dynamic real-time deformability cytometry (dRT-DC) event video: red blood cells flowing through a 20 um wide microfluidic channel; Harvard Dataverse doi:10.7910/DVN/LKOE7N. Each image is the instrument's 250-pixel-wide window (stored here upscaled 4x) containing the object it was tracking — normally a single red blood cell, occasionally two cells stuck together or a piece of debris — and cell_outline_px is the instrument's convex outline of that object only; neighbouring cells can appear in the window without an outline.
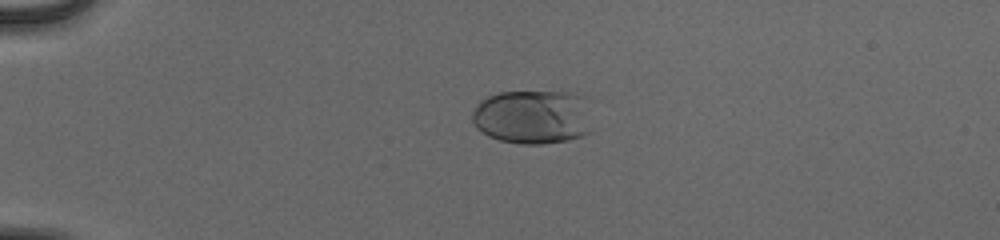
{"species": "human", "species_latin": "Homo sapiens", "temperature_condition": "cold", "stored_images_in_passage": 41, "camera_frame_rate_fps": 3000, "um_per_image_px": 0.085, "donor": {"sex": "male"}, "frame": {"image": 1, "passage_image": 1, "time_ms": 0.0, "image_size_px": [1000, 240], "cell_outline_px": [[588, 132], [580, 136], [568, 140], [544, 144], [520, 144], [500, 140], [488, 136], [476, 128], [472, 120], [472, 112], [476, 104], [480, 100], [488, 96], [500, 92], [564, 92], [580, 96]], "centroid_in_image_um": [45.11, 9.95], "position_along_channel_um": 39.9, "area_um2": 36.93}}
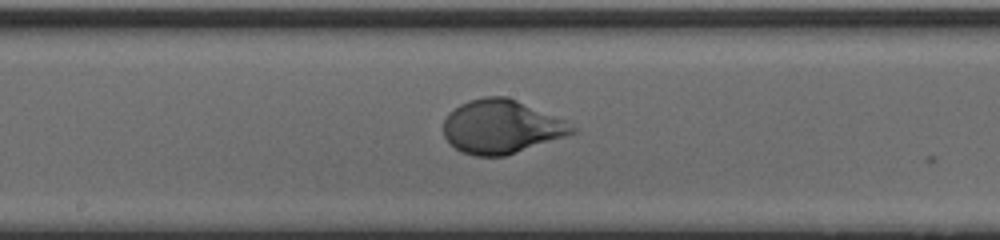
{"frame": {"image": 2, "passage_image": 18, "time_ms": 5.667, "image_size_px": [1000, 240], "cell_outline_px": [[576, 132], [504, 156], [476, 156], [460, 152], [444, 136], [444, 120], [448, 112], [460, 104], [468, 100], [484, 96], [508, 96], [564, 120], [576, 128]], "centroid_in_image_um": [42.57, 10.76], "position_along_channel_um": 205.6, "area_um2": 39.88}}
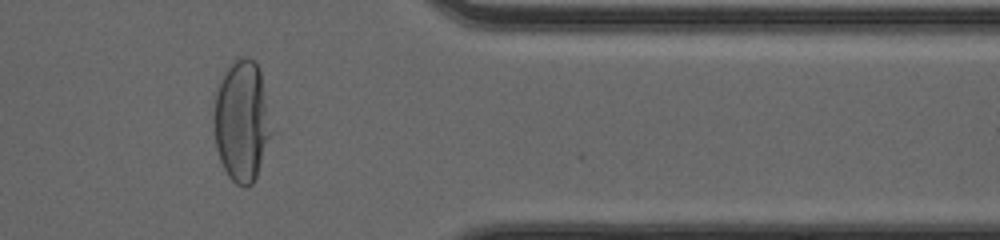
{"frame": {"image": 3, "passage_image": 33, "time_ms": 10.667, "image_size_px": [1000, 240], "cell_outline_px": [[268, 136], [256, 176], [252, 184], [248, 188], [244, 188], [236, 184], [228, 176], [220, 160], [216, 148], [212, 128], [212, 100], [220, 76], [236, 56], [248, 56], [256, 64], [260, 72]], "centroid_in_image_um": [20.4, 10.25], "position_along_channel_um": 391.0, "area_um2": 39.82}, "authors_computed_cell_mechanics": {"area_um2": 39.882, "velocity_mm_per_s": 3.9194, "shape_relaxation_time_tau1_ms": 3.1494, "shape_relaxation_time_tau2_ms": null, "deformation_change_tau1": 0.2065, "deformation_change_tau2": null}}